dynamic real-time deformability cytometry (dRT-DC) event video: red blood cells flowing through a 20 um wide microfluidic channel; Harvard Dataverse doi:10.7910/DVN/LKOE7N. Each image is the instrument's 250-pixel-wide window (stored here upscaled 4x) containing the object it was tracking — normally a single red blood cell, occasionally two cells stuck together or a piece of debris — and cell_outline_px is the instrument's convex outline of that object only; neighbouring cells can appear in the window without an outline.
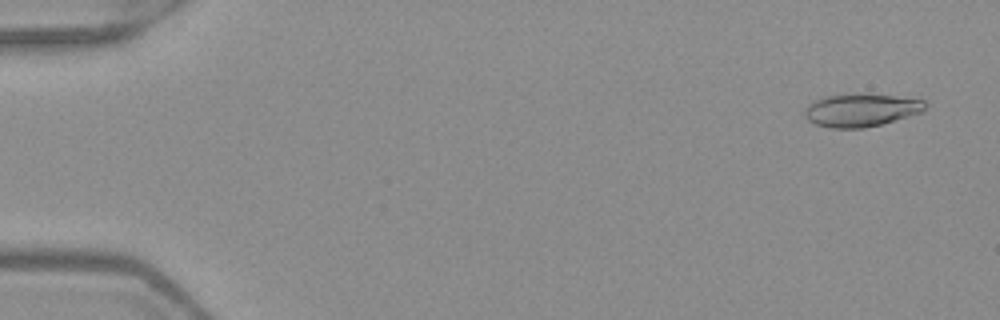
{"species": "Egyptian fruit bat (a non-hibernating species)", "species_latin": "Rousettus aegyptiacus", "temperature_condition": "warm", "stored_images_in_passage": 52, "camera_frame_rate_fps": 3000, "um_per_image_px": 0.085, "frame": {"image": 1, "passage_image": 3, "time_ms": 0.667, "image_size_px": [1000, 320], "cell_outline_px": [[928, 104], [920, 112], [908, 116], [880, 124], [864, 128], [828, 128], [816, 124], [808, 120], [804, 116], [804, 108], [808, 104], [824, 96], [892, 96], [924, 100]], "centroid_in_image_um": [73.14, 9.4], "position_along_channel_um": 11.9, "area_um2": 22.25}}
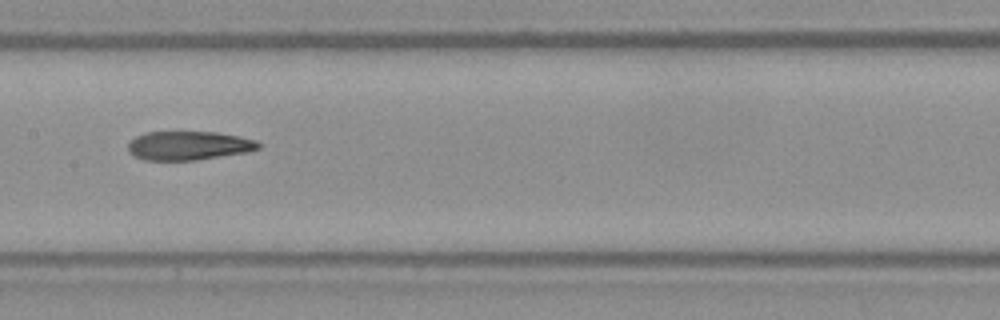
{"frame": {"image": 2, "passage_image": 27, "time_ms": 8.667, "image_size_px": [1000, 320], "cell_outline_px": [[260, 148], [248, 152], [196, 160], [144, 160], [132, 156], [128, 152], [128, 140], [144, 132], [216, 132], [240, 136], [256, 140], [260, 144]], "centroid_in_image_um": [16.0, 12.38], "position_along_channel_um": 191.4, "area_um2": 22.2}}
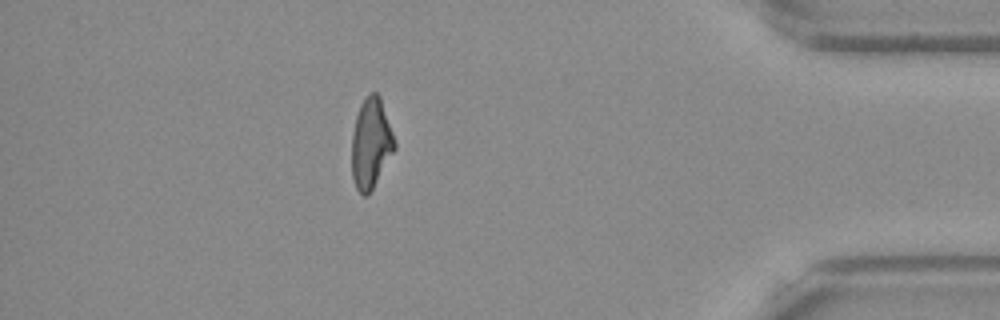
{"frame": {"image": 3, "passage_image": 46, "time_ms": 15.0, "image_size_px": [1000, 320], "cell_outline_px": [[396, 148], [368, 196], [364, 196], [356, 188], [352, 176], [352, 132], [356, 116], [360, 104], [368, 92], [376, 92], [380, 96], [396, 144]], "centroid_in_image_um": [31.52, 12.17], "position_along_channel_um": 403.7, "area_um2": 22.48}, "authors_computed_cell_mechanics": {"area_um2": 22.7732, "velocity_mm_per_s": 3.9879, "shape_relaxation_time_tau1_ms": null, "shape_relaxation_time_tau2_ms": 4.3985, "deformation_change_tau1": null, "deformation_change_tau2": 0.143}}